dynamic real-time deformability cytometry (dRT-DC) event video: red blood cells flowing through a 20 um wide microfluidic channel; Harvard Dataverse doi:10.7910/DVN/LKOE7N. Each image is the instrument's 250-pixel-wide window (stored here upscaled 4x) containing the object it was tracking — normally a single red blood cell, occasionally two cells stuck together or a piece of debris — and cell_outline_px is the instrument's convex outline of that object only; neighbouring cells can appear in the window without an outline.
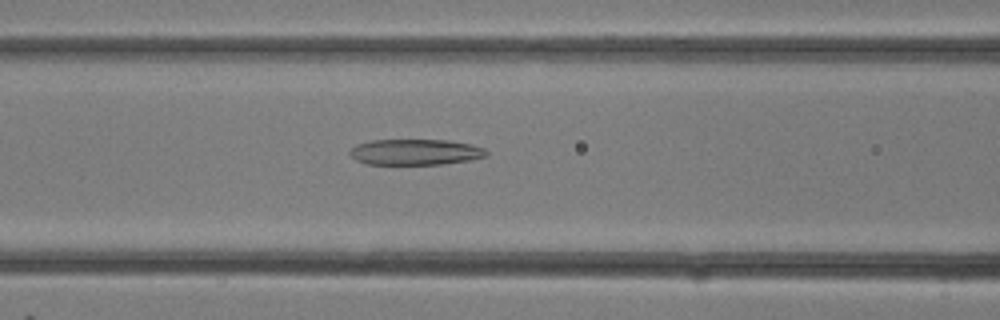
{"species": "common noctule bat (a hibernating species)", "species_latin": "Nyctalus noctula", "temperature_condition": "room temperature", "stored_images_in_passage": 12, "camera_frame_rate_fps": 3000, "um_per_image_px": 0.085, "animal": {"sex": "female"}, "frame": {"image": 1, "passage_image": 6, "time_ms": 1.667, "image_size_px": [1000, 320], "cell_outline_px": [[488, 156], [468, 160], [444, 164], [364, 164], [356, 160], [348, 152], [356, 144], [372, 140], [448, 140], [472, 144], [484, 148], [488, 152]], "centroid_in_image_um": [35.31, 12.92], "position_along_channel_um": 131.3, "area_um2": 20.63}}
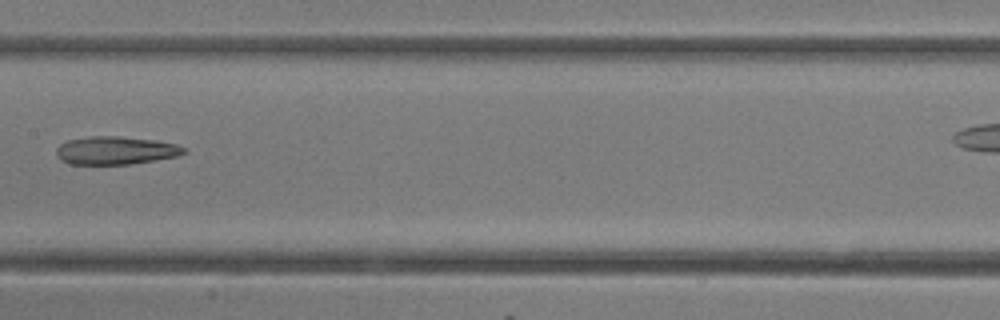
{"frame": {"image": 2, "passage_image": 9, "time_ms": 2.667, "image_size_px": [1000, 320], "cell_outline_px": [[184, 152], [180, 156], [128, 164], [68, 164], [60, 160], [56, 156], [56, 148], [60, 144], [68, 140], [92, 136], [116, 136], [156, 140], [176, 144], [184, 148]], "centroid_in_image_um": [9.79, 12.79], "position_along_channel_um": 197.6, "area_um2": 20.81}}
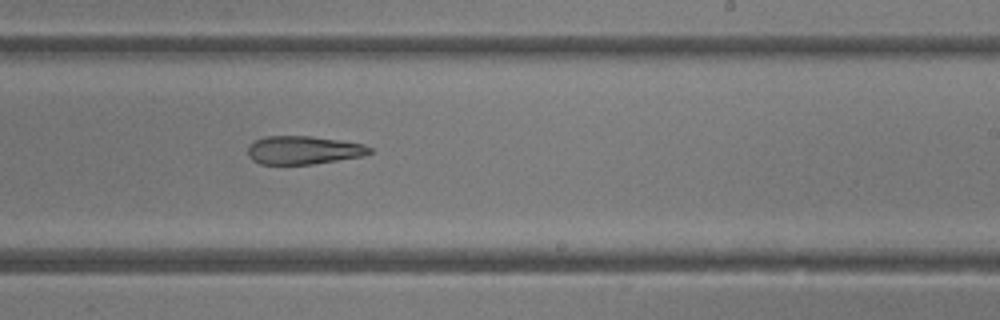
{"frame": {"image": 3, "passage_image": 12, "time_ms": 3.667, "image_size_px": [1000, 320], "cell_outline_px": [[372, 152], [364, 156], [312, 164], [260, 164], [252, 160], [248, 156], [248, 148], [256, 140], [264, 136], [312, 136], [364, 144], [372, 148]], "centroid_in_image_um": [25.81, 12.76], "position_along_channel_um": 263.2, "area_um2": 20.06}}